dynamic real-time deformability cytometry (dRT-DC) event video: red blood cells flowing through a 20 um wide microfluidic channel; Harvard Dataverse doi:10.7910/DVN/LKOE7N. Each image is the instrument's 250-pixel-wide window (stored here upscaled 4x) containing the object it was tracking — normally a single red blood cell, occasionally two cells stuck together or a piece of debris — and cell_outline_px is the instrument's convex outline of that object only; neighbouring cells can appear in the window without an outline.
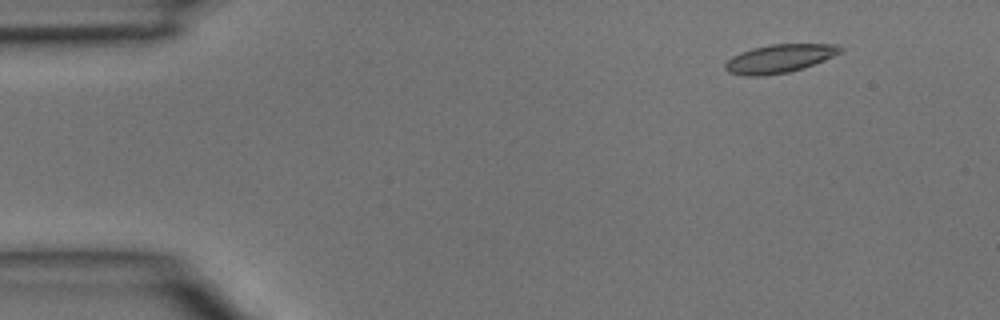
{"species": "common noctule bat (a hibernating species)", "species_latin": "Nyctalus noctula", "temperature_condition": "room temperature", "stored_images_in_passage": 4, "camera_frame_rate_fps": 3000, "um_per_image_px": 0.085, "animal": {"sex": "male", "body_mass_g": 15.6}, "frame": {"image": 1, "passage_image": 2, "time_ms": 0.333, "image_size_px": [1000, 320], "cell_outline_px": [[844, 48], [840, 52], [824, 60], [804, 68], [788, 72], [764, 76], [744, 76], [728, 72], [724, 68], [724, 64], [732, 56], [740, 52], [752, 48], [772, 44], [840, 44]], "centroid_in_image_um": [66.23, 4.98], "position_along_channel_um": 18.8, "area_um2": 19.13}}
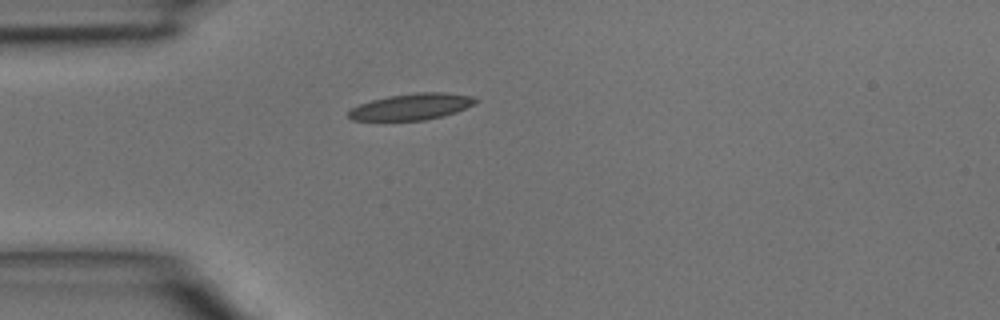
{"frame": {"image": 2, "passage_image": 4, "time_ms": 1.0, "image_size_px": [1000, 320], "cell_outline_px": [[480, 100], [476, 104], [456, 112], [444, 116], [424, 120], [352, 120], [348, 116], [348, 112], [352, 108], [360, 104], [372, 100], [388, 96], [416, 92], [444, 92], [472, 96]], "centroid_in_image_um": [35.04, 9.06], "position_along_channel_um": 50.0, "area_um2": 19.54}}